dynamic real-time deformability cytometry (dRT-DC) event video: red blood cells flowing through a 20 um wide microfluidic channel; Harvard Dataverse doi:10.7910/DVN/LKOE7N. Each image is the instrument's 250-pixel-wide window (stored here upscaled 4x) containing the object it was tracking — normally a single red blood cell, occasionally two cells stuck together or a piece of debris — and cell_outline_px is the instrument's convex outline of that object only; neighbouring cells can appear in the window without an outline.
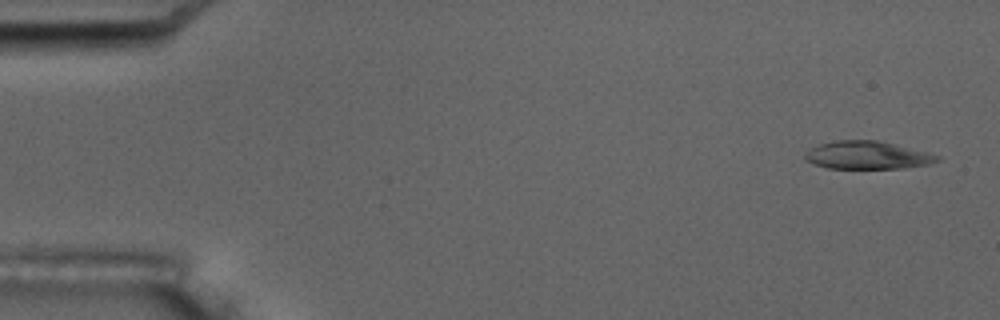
{"species": "common noctule bat (a hibernating species)", "species_latin": "Nyctalus noctula", "temperature_condition": "room temperature", "stored_images_in_passage": 5, "camera_frame_rate_fps": 3000, "um_per_image_px": 0.085, "animal": {"sex": "male", "body_mass_g": 17.5, "forearm_length_mm": 52.3}, "frame": {"image": 1, "passage_image": 1, "time_ms": 0.0, "image_size_px": [1000, 320], "cell_outline_px": [[940, 160], [928, 164], [904, 168], [828, 168], [816, 164], [808, 160], [804, 156], [804, 152], [808, 148], [820, 144], [836, 140], [876, 140], [940, 156]], "centroid_in_image_um": [73.67, 13.19], "position_along_channel_um": 11.3, "area_um2": 21.1}}